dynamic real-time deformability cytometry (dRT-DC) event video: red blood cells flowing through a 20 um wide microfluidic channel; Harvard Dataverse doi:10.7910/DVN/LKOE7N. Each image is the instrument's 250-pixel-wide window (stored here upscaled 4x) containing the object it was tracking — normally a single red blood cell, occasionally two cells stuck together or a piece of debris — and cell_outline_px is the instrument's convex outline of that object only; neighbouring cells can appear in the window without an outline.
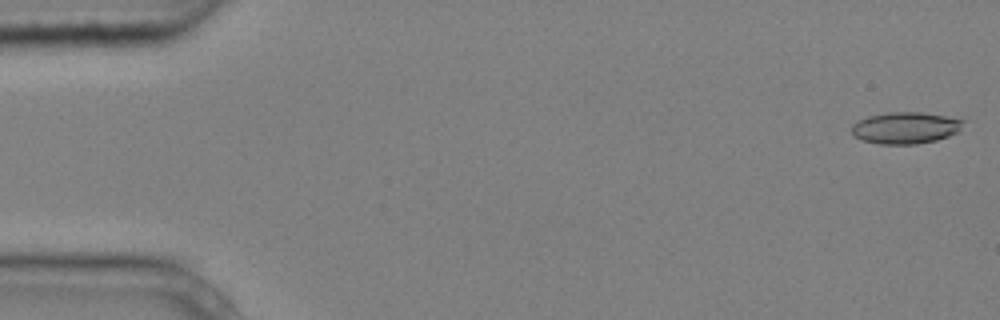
{"species": "common noctule bat (a hibernating species)", "species_latin": "Nyctalus noctula", "temperature_condition": "cold", "stored_images_in_passage": 5, "camera_frame_rate_fps": 3000, "um_per_image_px": 0.085, "animal": {"sex": "male", "body_mass_g": 20.4}, "frame": {"image": 1, "passage_image": 1, "time_ms": 0.0, "image_size_px": [1000, 320], "cell_outline_px": [[968, 120], [960, 132], [936, 140], [916, 144], [880, 144], [864, 140], [852, 136], [852, 124], [856, 120], [868, 116], [888, 112], [920, 112]], "centroid_in_image_um": [76.99, 10.86], "position_along_channel_um": 8.0, "area_um2": 20.87}}
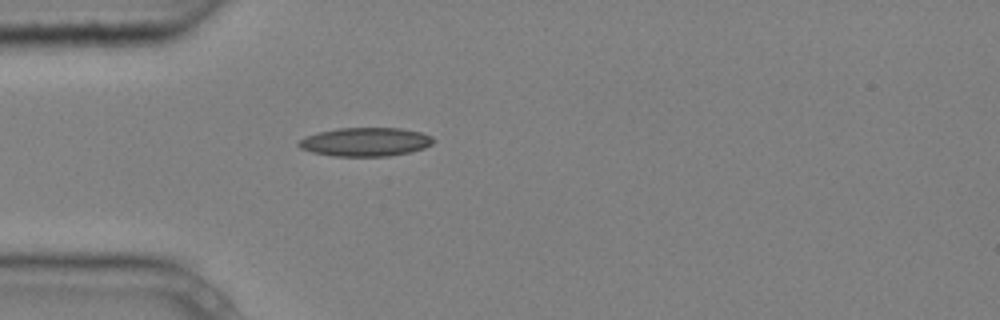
{"frame": {"image": 2, "passage_image": 5, "time_ms": 1.333, "image_size_px": [1000, 320], "cell_outline_px": [[436, 140], [432, 144], [424, 148], [412, 152], [388, 156], [332, 156], [312, 152], [300, 148], [296, 144], [300, 140], [308, 136], [320, 132], [340, 128], [400, 128], [420, 132], [432, 136]], "centroid_in_image_um": [31.1, 12.07], "position_along_channel_um": 53.9, "area_um2": 22.48}}